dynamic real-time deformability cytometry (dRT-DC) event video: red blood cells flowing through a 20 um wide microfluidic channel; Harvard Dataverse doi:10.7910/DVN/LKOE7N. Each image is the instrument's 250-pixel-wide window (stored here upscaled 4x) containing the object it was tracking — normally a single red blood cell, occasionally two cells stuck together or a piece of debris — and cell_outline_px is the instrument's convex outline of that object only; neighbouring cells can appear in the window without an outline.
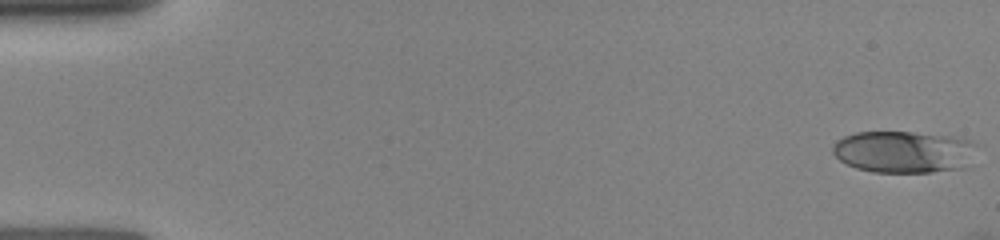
{"species": "human", "species_latin": "Homo sapiens", "temperature_condition": "room temperature", "stored_images_in_passage": 18, "camera_frame_rate_fps": 3000, "um_per_image_px": 0.085, "donor": {"sex": "female"}, "frame": {"image": 1, "passage_image": 1, "time_ms": 0.0, "image_size_px": [1000, 240], "cell_outline_px": [[976, 144], [964, 168], [932, 172], [872, 172], [856, 168], [840, 160], [832, 152], [832, 144], [836, 140], [844, 136], [856, 132], [912, 132], [952, 136], [972, 140]], "centroid_in_image_um": [76.77, 12.9], "position_along_channel_um": 8.2, "area_um2": 35.14}}